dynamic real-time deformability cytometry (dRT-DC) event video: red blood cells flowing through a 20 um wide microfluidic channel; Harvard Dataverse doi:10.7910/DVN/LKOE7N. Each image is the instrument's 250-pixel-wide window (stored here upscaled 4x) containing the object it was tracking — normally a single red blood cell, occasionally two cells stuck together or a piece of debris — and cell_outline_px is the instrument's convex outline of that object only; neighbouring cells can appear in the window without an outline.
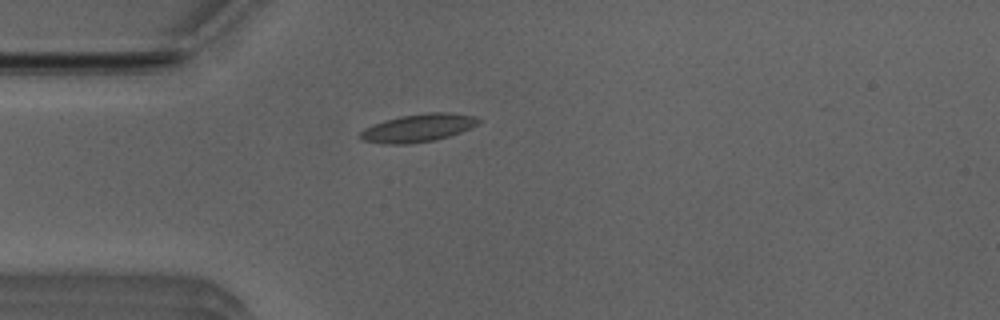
{"species": "Egyptian fruit bat (a non-hibernating species)", "species_latin": "Rousettus aegyptiacus", "temperature_condition": "room temperature", "stored_images_in_passage": 37, "camera_frame_rate_fps": 3000, "um_per_image_px": 0.085, "animal": {"sex": "male"}, "frame": {"image": 1, "passage_image": 3, "time_ms": 0.667, "image_size_px": [1000, 320], "cell_outline_px": [[484, 120], [460, 132], [436, 140], [408, 144], [388, 144], [360, 140], [356, 136], [364, 128], [384, 120], [400, 116], [428, 112], [448, 112], [476, 116]], "centroid_in_image_um": [35.51, 10.87], "position_along_channel_um": 49.5, "area_um2": 19.36}}
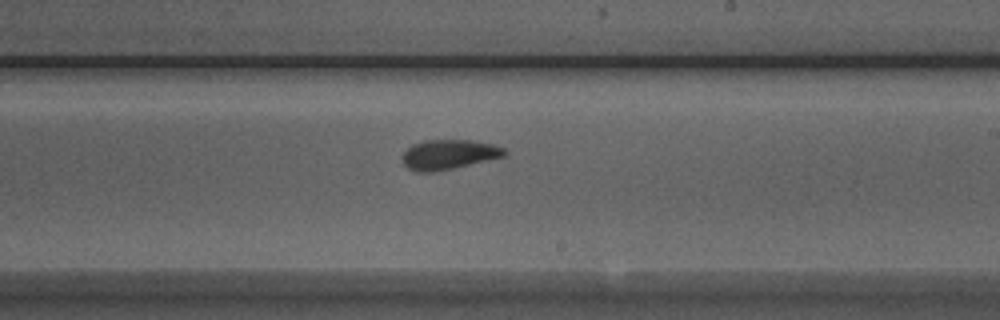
{"frame": {"image": 2, "passage_image": 19, "time_ms": 6.0, "image_size_px": [1000, 320], "cell_outline_px": [[508, 152], [504, 156], [452, 168], [432, 172], [416, 172], [408, 168], [404, 164], [400, 156], [412, 144], [424, 140], [468, 140], [492, 144], [504, 148]], "centroid_in_image_um": [38.1, 13.13], "position_along_channel_um": 250.9, "area_um2": 17.57}}
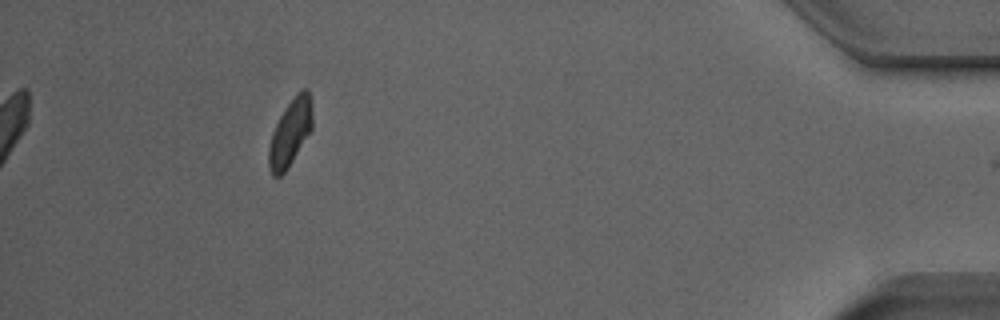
{"frame": {"image": 3, "passage_image": 36, "time_ms": 11.667, "image_size_px": [1000, 320], "cell_outline_px": [[312, 128], [292, 160], [284, 172], [280, 176], [272, 176], [268, 168], [268, 148], [272, 132], [284, 108], [296, 92], [300, 88], [308, 88], [312, 108]], "centroid_in_image_um": [24.65, 11.23], "position_along_channel_um": 410.5, "area_um2": 16.94}, "authors_computed_cell_mechanics": {"area_um2": 17.5712, "velocity_mm_per_s": 3.9599, "shape_relaxation_time_tau1_ms": 3.269, "shape_relaxation_time_tau2_ms": 1.5463, "deformation_change_tau1": 0.1125, "deformation_change_tau2": 0.0692}}